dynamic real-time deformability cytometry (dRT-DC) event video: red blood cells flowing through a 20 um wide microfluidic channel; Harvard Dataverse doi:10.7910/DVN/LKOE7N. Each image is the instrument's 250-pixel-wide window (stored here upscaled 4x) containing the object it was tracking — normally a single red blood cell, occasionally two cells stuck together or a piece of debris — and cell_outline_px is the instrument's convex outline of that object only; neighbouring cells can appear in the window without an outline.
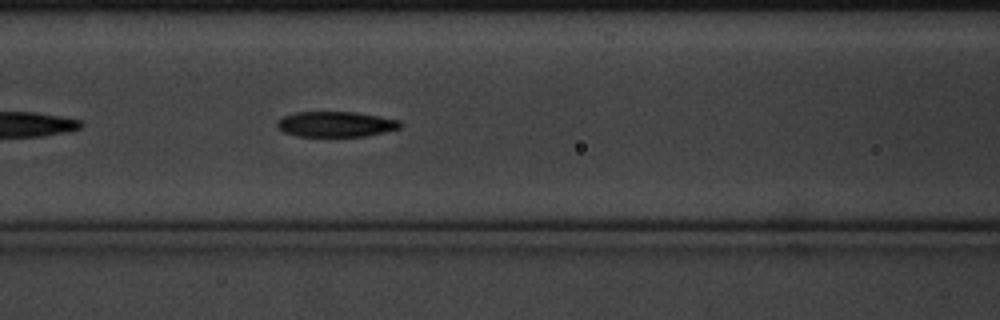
{"species": "common noctule bat (a hibernating species)", "species_latin": "Nyctalus noctula", "temperature_condition": "cold", "stored_images_in_passage": 21, "camera_frame_rate_fps": 3000, "um_per_image_px": 0.085, "animal": {"sex": "male", "body_mass_g": 20.1, "forearm_length_mm": 53.5}, "frame": {"image": 1, "passage_image": 10, "time_ms": 3.0, "image_size_px": [1000, 320], "cell_outline_px": [[400, 128], [368, 136], [296, 136], [284, 132], [276, 124], [276, 120], [284, 116], [296, 112], [356, 112], [400, 120]], "centroid_in_image_um": [28.53, 10.55], "position_along_channel_um": 138.1, "area_um2": 18.15}}